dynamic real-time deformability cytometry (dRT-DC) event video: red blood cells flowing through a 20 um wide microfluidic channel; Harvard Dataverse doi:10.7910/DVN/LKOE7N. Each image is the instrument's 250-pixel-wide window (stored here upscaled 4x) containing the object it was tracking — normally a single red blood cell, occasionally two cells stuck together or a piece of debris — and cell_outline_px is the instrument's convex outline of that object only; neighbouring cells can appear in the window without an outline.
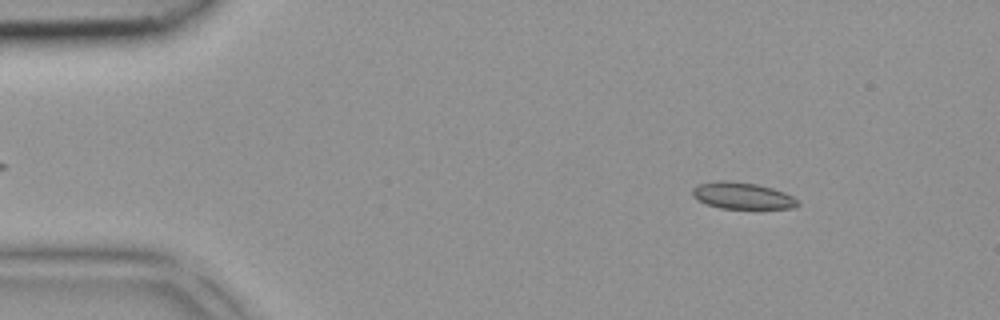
{"species": "common noctule bat (a hibernating species)", "species_latin": "Nyctalus noctula", "temperature_condition": "room temperature", "stored_images_in_passage": 41, "camera_frame_rate_fps": 3000, "um_per_image_px": 0.085, "animal": {"sex": "female", "body_mass_g": 18.4}, "frame": {"image": 1, "passage_image": 5, "time_ms": 1.333, "image_size_px": [1000, 320], "cell_outline_px": [[800, 204], [796, 208], [720, 208], [708, 204], [692, 196], [692, 188], [696, 184], [716, 180], [724, 180], [756, 184], [772, 188], [784, 192], [800, 200]], "centroid_in_image_um": [63.1, 16.62], "position_along_channel_um": 21.9, "area_um2": 16.36}}
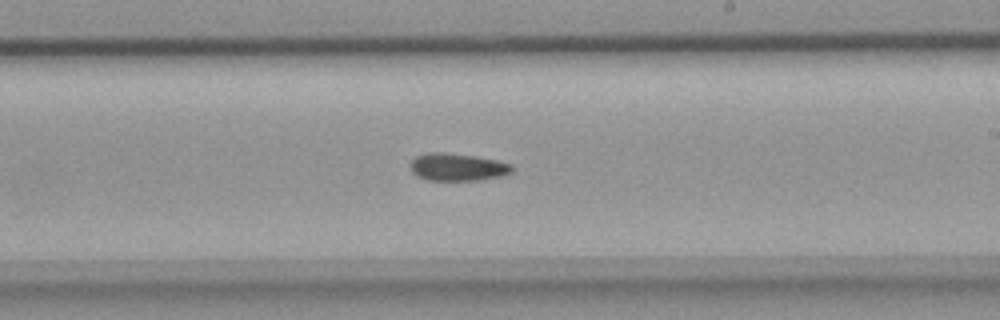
{"frame": {"image": 2, "passage_image": 24, "time_ms": 7.667, "image_size_px": [1000, 320], "cell_outline_px": [[512, 172], [500, 176], [476, 180], [428, 180], [416, 176], [412, 172], [408, 164], [416, 156], [428, 152], [444, 152], [476, 156], [496, 160], [512, 164]], "centroid_in_image_um": [38.83, 14.19], "position_along_channel_um": 250.2, "area_um2": 16.36}}
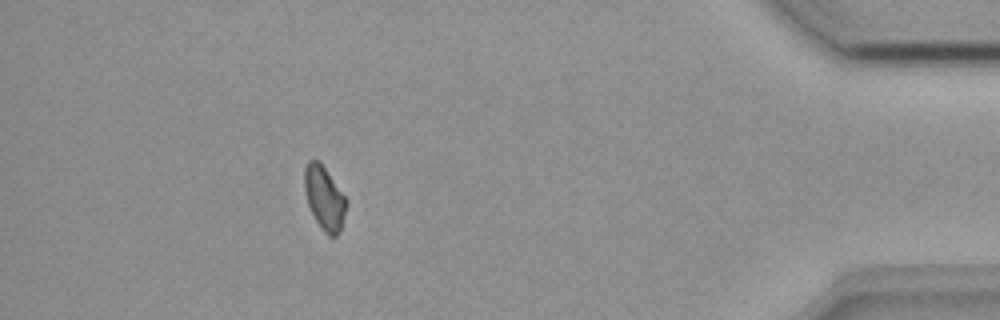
{"frame": {"image": 3, "passage_image": 37, "time_ms": 12.0, "image_size_px": [1000, 320], "cell_outline_px": [[348, 204], [340, 228], [336, 236], [328, 236], [324, 232], [316, 220], [308, 204], [304, 188], [304, 168], [308, 160], [316, 160], [324, 168], [348, 200]], "centroid_in_image_um": [27.57, 16.84], "position_along_channel_um": 407.6, "area_um2": 15.2}}